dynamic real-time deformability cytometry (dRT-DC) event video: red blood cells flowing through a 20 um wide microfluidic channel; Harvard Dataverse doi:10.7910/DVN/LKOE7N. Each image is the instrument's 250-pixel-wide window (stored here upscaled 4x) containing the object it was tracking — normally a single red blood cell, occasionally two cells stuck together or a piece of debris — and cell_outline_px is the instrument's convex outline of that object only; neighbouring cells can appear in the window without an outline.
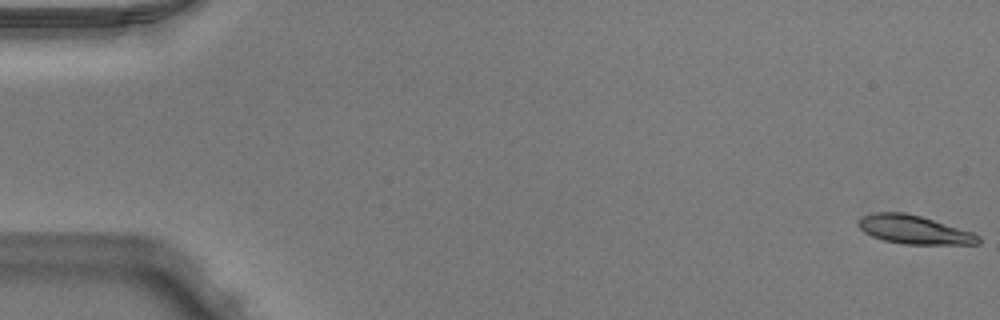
{"species": "Egyptian fruit bat (a non-hibernating species)", "species_latin": "Rousettus aegyptiacus", "temperature_condition": "warm", "stored_images_in_passage": 15, "camera_frame_rate_fps": 3000, "um_per_image_px": 0.085, "animal": {"sex": "male"}, "frame": {"image": 1, "passage_image": 1, "time_ms": 0.0, "image_size_px": [1000, 320], "cell_outline_px": [[980, 244], [904, 244], [884, 240], [872, 236], [864, 232], [856, 224], [860, 216], [876, 212], [904, 212], [920, 216], [972, 232], [980, 236]], "centroid_in_image_um": [77.66, 19.52], "position_along_channel_um": 7.3, "area_um2": 19.88}}